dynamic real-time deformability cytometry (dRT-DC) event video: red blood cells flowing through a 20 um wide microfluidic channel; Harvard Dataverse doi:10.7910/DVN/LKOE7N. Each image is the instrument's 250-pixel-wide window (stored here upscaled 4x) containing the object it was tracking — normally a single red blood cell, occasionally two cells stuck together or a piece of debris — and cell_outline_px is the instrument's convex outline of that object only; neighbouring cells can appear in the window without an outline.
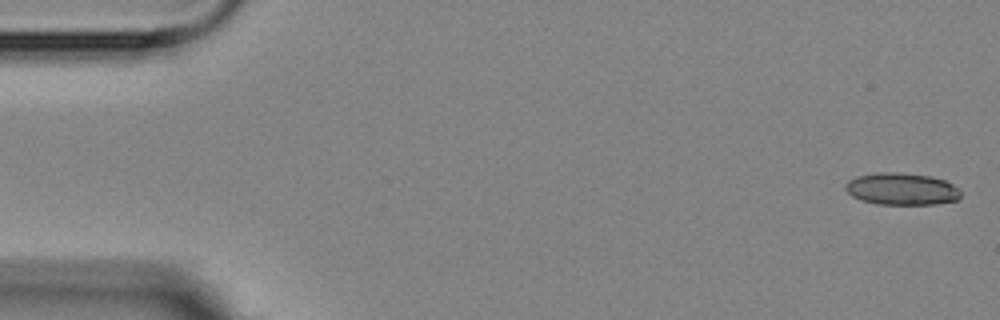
{"species": "Egyptian fruit bat (a non-hibernating species)", "species_latin": "Rousettus aegyptiacus", "temperature_condition": "room temperature", "stored_images_in_passage": 5, "camera_frame_rate_fps": 3000, "um_per_image_px": 0.085, "animal": {"sex": "female"}, "frame": {"image": 1, "passage_image": 1, "time_ms": 0.0, "image_size_px": [1000, 320], "cell_outline_px": [[960, 196], [956, 200], [936, 204], [876, 204], [860, 200], [852, 196], [844, 188], [844, 184], [848, 180], [856, 176], [876, 172], [896, 172], [932, 176], [944, 180], [960, 188]], "centroid_in_image_um": [76.61, 16.05], "position_along_channel_um": 8.4, "area_um2": 21.73}}
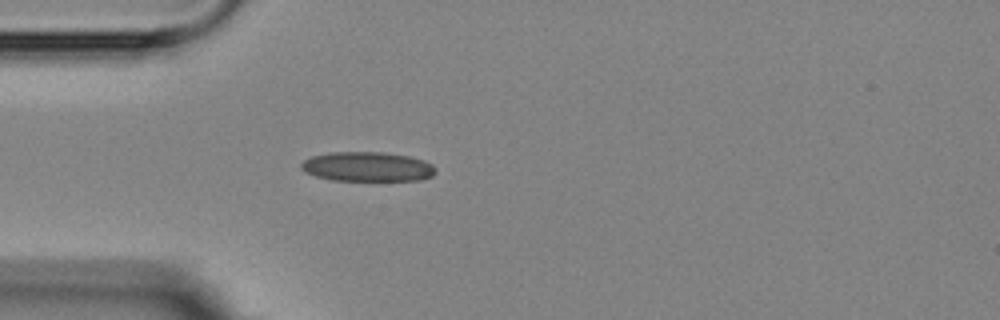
{"frame": {"image": 2, "passage_image": 5, "time_ms": 4.667, "image_size_px": [1000, 320], "cell_outline_px": [[436, 172], [432, 176], [420, 180], [332, 180], [316, 176], [304, 172], [300, 168], [300, 164], [304, 160], [312, 156], [332, 152], [384, 152], [408, 156], [424, 160], [432, 164], [436, 168]], "centroid_in_image_um": [31.23, 14.16], "position_along_channel_um": 53.8, "area_um2": 23.18}}